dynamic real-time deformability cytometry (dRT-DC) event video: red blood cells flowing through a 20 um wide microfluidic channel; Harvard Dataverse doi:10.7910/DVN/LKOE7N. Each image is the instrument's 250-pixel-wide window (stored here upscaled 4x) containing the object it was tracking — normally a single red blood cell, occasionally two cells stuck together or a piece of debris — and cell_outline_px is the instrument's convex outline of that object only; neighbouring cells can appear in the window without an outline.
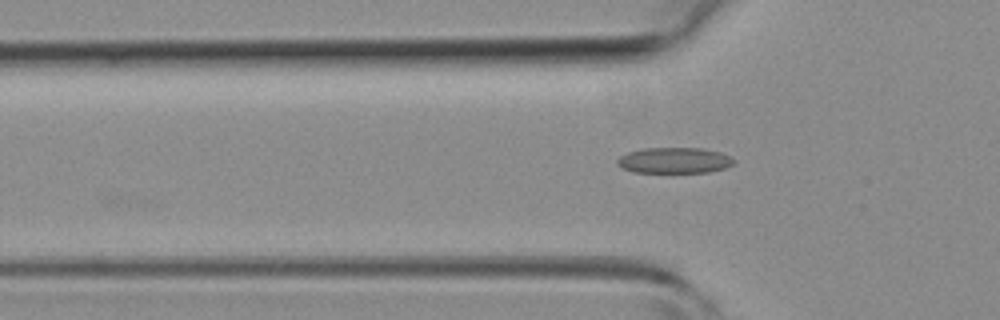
{"species": "common noctule bat (a hibernating species)", "species_latin": "Nyctalus noctula", "temperature_condition": "room temperature", "stored_images_in_passage": 5, "camera_frame_rate_fps": 3000, "um_per_image_px": 0.085, "animal": {"sex": "female", "body_mass_g": 19.3, "forearm_length_mm": 54.1}, "frame": {"image": 1, "passage_image": 5, "time_ms": 4.333, "image_size_px": [1000, 320], "cell_outline_px": [[736, 160], [732, 164], [724, 168], [708, 172], [632, 172], [616, 164], [616, 160], [620, 156], [628, 152], [644, 148], [700, 148], [720, 152]], "centroid_in_image_um": [57.29, 13.63], "position_along_channel_um": 68.5, "area_um2": 17.4}}